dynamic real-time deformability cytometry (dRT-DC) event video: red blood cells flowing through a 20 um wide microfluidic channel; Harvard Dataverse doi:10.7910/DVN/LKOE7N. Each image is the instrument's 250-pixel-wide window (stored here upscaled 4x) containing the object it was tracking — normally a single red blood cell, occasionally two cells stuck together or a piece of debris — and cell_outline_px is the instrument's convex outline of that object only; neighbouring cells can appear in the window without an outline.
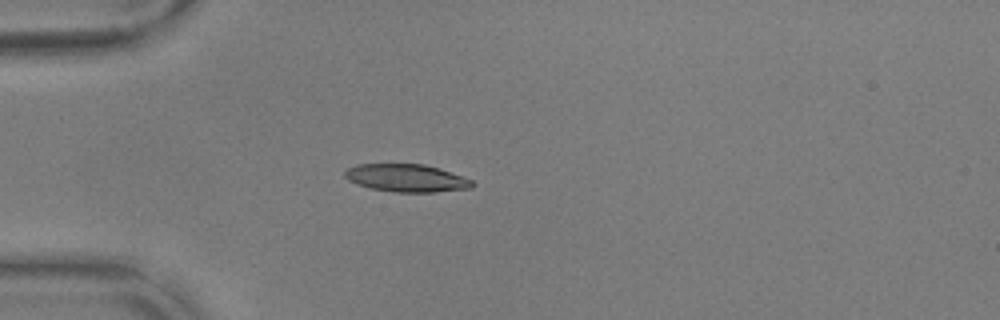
{"species": "common noctule bat (a hibernating species)", "species_latin": "Nyctalus noctula", "temperature_condition": "warm", "stored_images_in_passage": 40, "camera_frame_rate_fps": 3000, "um_per_image_px": 0.085, "animal": {"sex": "male", "body_mass_g": 17.9, "forearm_length_mm": 54.2}, "frame": {"image": 1, "passage_image": 1, "time_ms": 0.0, "image_size_px": [1000, 320], "cell_outline_px": [[476, 184], [472, 188], [436, 192], [396, 192], [372, 188], [356, 184], [348, 180], [344, 176], [344, 172], [348, 168], [356, 164], [424, 164], [440, 168], [472, 180]], "centroid_in_image_um": [34.56, 15.13], "position_along_channel_um": 50.4, "area_um2": 20.63}}
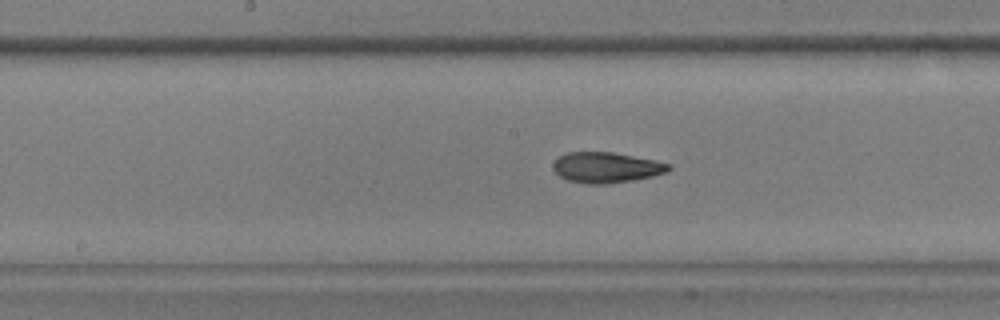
{"frame": {"image": 2, "passage_image": 14, "time_ms": 4.333, "image_size_px": [1000, 320], "cell_outline_px": [[672, 168], [668, 172], [652, 176], [632, 180], [608, 184], [584, 184], [568, 180], [560, 176], [552, 168], [552, 164], [560, 156], [568, 152], [612, 152], [656, 160], [672, 164]], "centroid_in_image_um": [51.56, 14.24], "position_along_channel_um": 196.6, "area_um2": 20.69}}
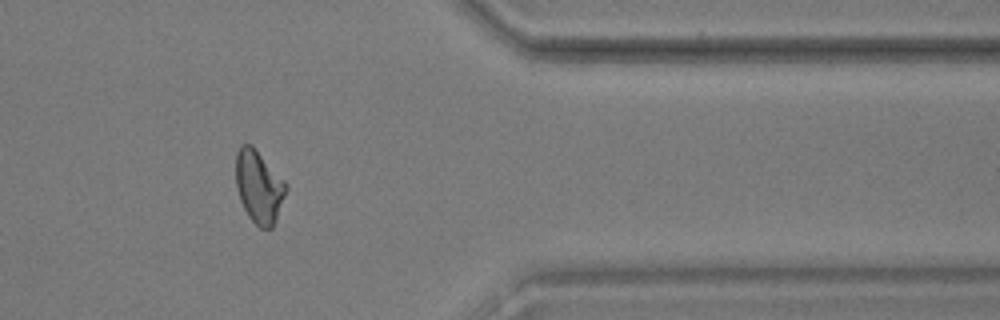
{"frame": {"image": 3, "passage_image": 31, "time_ms": 10.0, "image_size_px": [1000, 320], "cell_outline_px": [[288, 188], [276, 220], [272, 228], [260, 228], [248, 216], [240, 200], [236, 188], [236, 152], [240, 144], [252, 144], [288, 184]], "centroid_in_image_um": [22.01, 15.85], "position_along_channel_um": 389.4, "area_um2": 21.39}, "authors_computed_cell_mechanics": {"area_um2": 20.6346, "velocity_mm_per_s": 3.6855, "shape_relaxation_time_tau1_ms": 10.8685, "shape_relaxation_time_tau2_ms": 2.254, "deformation_change_tau1": 0.2653, "deformation_change_tau2": 0.0838}}